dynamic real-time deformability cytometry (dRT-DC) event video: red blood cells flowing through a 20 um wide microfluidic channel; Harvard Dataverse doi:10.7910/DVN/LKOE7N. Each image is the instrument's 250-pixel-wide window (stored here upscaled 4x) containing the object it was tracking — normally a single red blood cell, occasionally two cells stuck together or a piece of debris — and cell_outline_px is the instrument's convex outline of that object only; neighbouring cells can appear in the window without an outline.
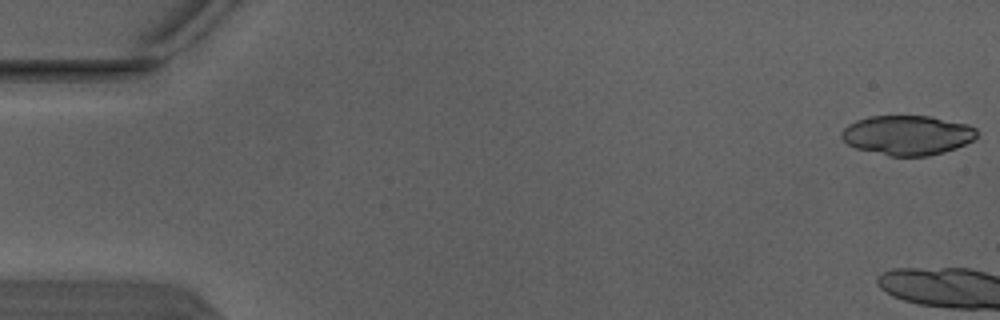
{"species": "Egyptian fruit bat (a non-hibernating species)", "species_latin": "Rousettus aegyptiacus", "temperature_condition": "warm", "stored_images_in_passage": 3, "camera_frame_rate_fps": 3000, "um_per_image_px": 0.085, "animal": {"sex": "male"}, "frame": {"image": 1, "passage_image": 1, "time_ms": 0.0, "image_size_px": [1000, 320], "cell_outline_px": [[980, 132], [972, 140], [956, 148], [944, 152], [928, 156], [888, 156], [856, 148], [848, 144], [840, 136], [840, 132], [848, 124], [856, 120], [868, 116], [932, 116], [968, 124], [976, 128]], "centroid_in_image_um": [77.13, 11.48], "position_along_channel_um": 7.9, "area_um2": 31.5}}